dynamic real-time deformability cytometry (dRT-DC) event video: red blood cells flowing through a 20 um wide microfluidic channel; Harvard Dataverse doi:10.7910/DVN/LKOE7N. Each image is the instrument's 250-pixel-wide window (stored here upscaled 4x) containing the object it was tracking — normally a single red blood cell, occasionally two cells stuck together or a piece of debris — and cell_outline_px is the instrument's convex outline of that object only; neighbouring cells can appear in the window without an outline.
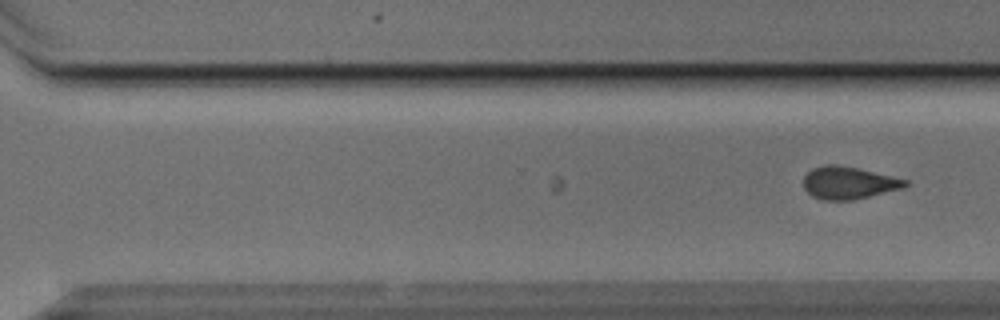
{"species": "Egyptian fruit bat (a non-hibernating species)", "species_latin": "Rousettus aegyptiacus", "temperature_condition": "cold", "stored_images_in_passage": 21, "camera_frame_rate_fps": 3000, "um_per_image_px": 0.085, "animal": {"sex": "male"}, "frame": {"image": 1, "passage_image": 21, "time_ms": 6.667, "image_size_px": [1000, 320], "cell_outline_px": [[908, 184], [904, 188], [852, 200], [824, 200], [812, 196], [804, 188], [804, 176], [812, 168], [824, 164], [836, 164], [856, 168], [908, 180]], "centroid_in_image_um": [72.11, 15.54], "position_along_channel_um": 298.5, "area_um2": 19.07}}